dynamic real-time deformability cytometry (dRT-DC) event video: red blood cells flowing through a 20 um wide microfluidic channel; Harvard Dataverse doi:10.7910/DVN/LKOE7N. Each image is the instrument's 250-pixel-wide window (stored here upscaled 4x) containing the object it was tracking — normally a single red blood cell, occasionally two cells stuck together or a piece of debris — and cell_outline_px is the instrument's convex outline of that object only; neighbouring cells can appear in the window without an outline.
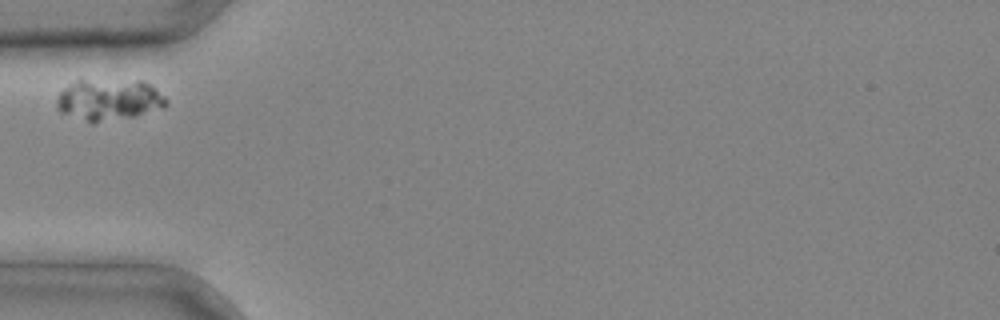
{"species": "common noctule bat (a hibernating species)", "species_latin": "Nyctalus noctula", "temperature_condition": "cold", "stored_images_in_passage": 1, "camera_frame_rate_fps": 3000, "um_per_image_px": 0.085, "animal": {"sex": "male", "body_mass_g": 20.4}, "frame": {"image": 1, "passage_image": 1, "time_ms": 0.0, "image_size_px": [1000, 320], "cell_outline_px": [[168, 104], [164, 108], [132, 116], [92, 124], [60, 112], [56, 108], [56, 100], [60, 92], [64, 88], [76, 80], [144, 80], [156, 88], [168, 100]], "centroid_in_image_um": [9.26, 8.47], "position_along_channel_um": 75.7, "area_um2": 26.7}}